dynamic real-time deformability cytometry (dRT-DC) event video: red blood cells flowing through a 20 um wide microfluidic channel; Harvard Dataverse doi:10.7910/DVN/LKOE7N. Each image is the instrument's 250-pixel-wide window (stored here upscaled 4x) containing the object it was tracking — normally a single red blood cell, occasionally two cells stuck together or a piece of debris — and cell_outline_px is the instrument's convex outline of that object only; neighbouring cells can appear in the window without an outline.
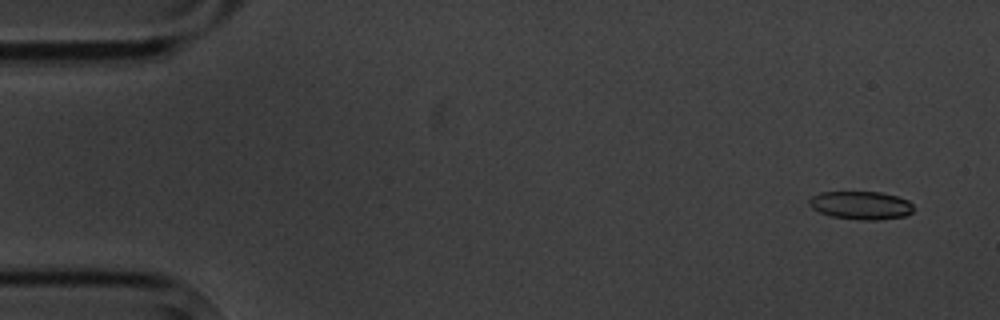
{"species": "common noctule bat (a hibernating species)", "species_latin": "Nyctalus noctula", "temperature_condition": "cold", "stored_images_in_passage": 9, "camera_frame_rate_fps": 3000, "um_per_image_px": 0.085, "animal": {"sex": "male", "body_mass_g": 20.1, "forearm_length_mm": 53.5}, "frame": {"image": 1, "passage_image": 1, "time_ms": 0.0, "image_size_px": [1000, 320], "cell_outline_px": [[912, 212], [904, 216], [876, 220], [860, 220], [832, 216], [820, 212], [812, 208], [808, 204], [808, 200], [812, 196], [820, 192], [880, 192], [896, 196], [908, 200], [912, 204]], "centroid_in_image_um": [73.15, 17.44], "position_along_channel_um": 11.8, "area_um2": 17.05}}
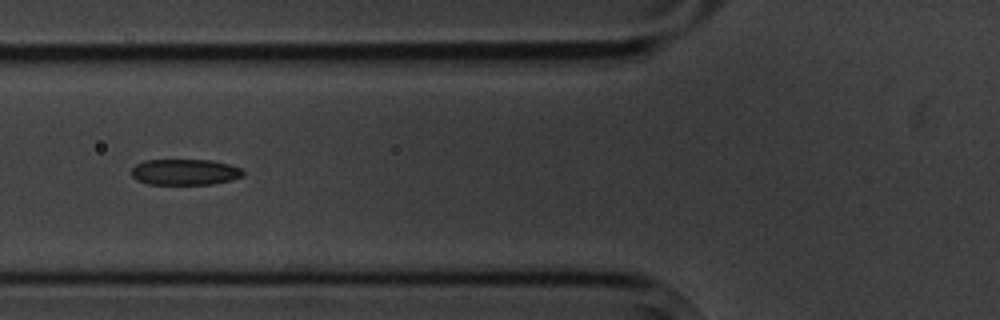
{"frame": {"image": 2, "passage_image": 6, "time_ms": 6.0, "image_size_px": [1000, 320], "cell_outline_px": [[244, 176], [232, 180], [212, 184], [148, 184], [136, 180], [132, 176], [132, 168], [136, 164], [144, 160], [212, 160], [244, 168]], "centroid_in_image_um": [15.75, 14.62], "position_along_channel_um": 110.1, "area_um2": 17.05}}
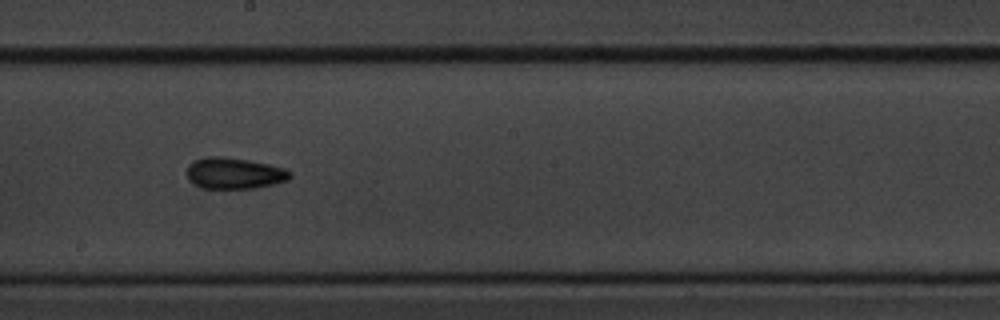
{"frame": {"image": 3, "passage_image": 9, "time_ms": 9.333, "image_size_px": [1000, 320], "cell_outline_px": [[292, 176], [288, 180], [256, 188], [204, 188], [196, 184], [188, 176], [188, 168], [196, 160], [208, 156], [224, 156], [248, 160], [288, 168], [292, 172]], "centroid_in_image_um": [20.01, 14.72], "position_along_channel_um": 228.2, "area_um2": 18.55}}